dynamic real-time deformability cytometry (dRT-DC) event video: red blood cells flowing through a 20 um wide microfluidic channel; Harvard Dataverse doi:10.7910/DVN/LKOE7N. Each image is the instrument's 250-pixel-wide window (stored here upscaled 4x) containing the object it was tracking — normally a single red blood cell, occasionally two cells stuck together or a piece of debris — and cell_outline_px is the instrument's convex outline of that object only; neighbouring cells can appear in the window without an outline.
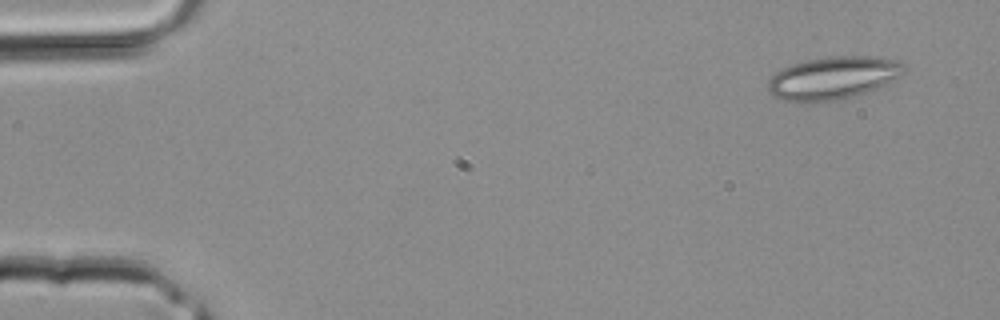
{"species": "common noctule bat (a hibernating species)", "species_latin": "Nyctalus noctula", "temperature_condition": "room temperature", "stored_images_in_passage": 2, "camera_frame_rate_fps": 3000, "um_per_image_px": 0.085, "animal": {"sex": "male", "body_mass_g": 20.4}, "frame": {"image": 1, "passage_image": 1, "time_ms": 0.0, "image_size_px": [1000, 320], "cell_outline_px": [[908, 68], [900, 76], [868, 92], [836, 100], [784, 100], [772, 96], [768, 92], [768, 80], [780, 68], [804, 60], [832, 56], [876, 56], [900, 60]], "centroid_in_image_um": [70.84, 6.58], "position_along_channel_um": 14.2, "area_um2": 33.76}}